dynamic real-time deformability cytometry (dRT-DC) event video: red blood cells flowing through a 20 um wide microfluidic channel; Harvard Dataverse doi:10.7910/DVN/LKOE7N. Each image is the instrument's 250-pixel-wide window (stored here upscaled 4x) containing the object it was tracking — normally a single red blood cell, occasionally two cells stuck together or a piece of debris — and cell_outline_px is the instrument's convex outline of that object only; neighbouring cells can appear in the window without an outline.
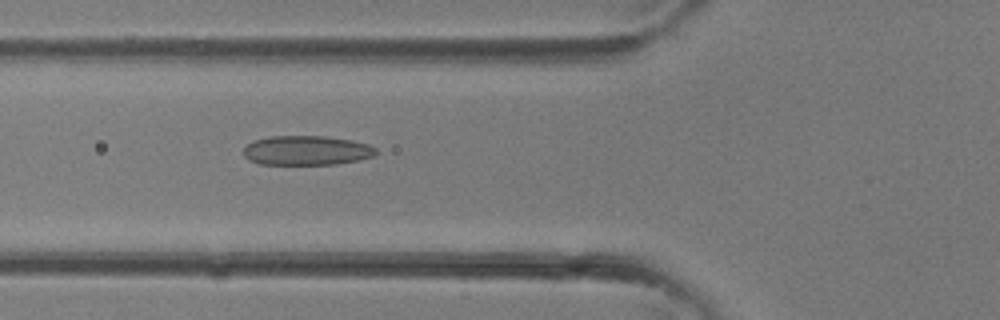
{"species": "common noctule bat (a hibernating species)", "species_latin": "Nyctalus noctula", "temperature_condition": "room temperature", "stored_images_in_passage": 35, "camera_frame_rate_fps": 3000, "um_per_image_px": 0.085, "animal": {"sex": "female"}, "frame": {"image": 1, "passage_image": 13, "time_ms": 4.0, "image_size_px": [1000, 320], "cell_outline_px": [[376, 152], [372, 156], [356, 160], [336, 164], [260, 164], [248, 160], [244, 156], [244, 148], [252, 140], [272, 136], [324, 136], [352, 140], [368, 144], [376, 148]], "centroid_in_image_um": [26.02, 12.78], "position_along_channel_um": 99.8, "area_um2": 22.66}}
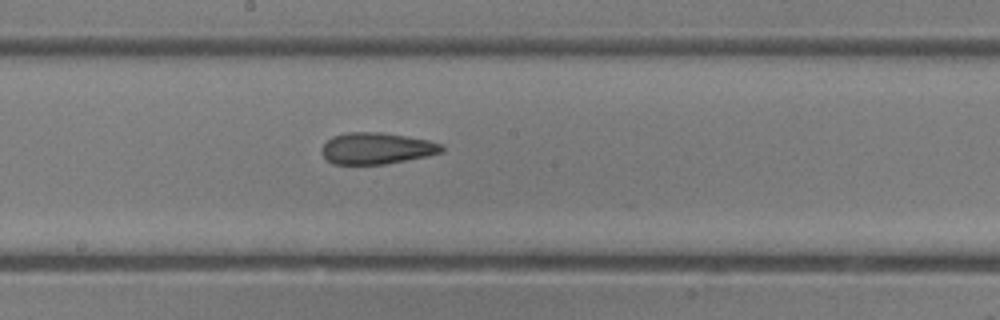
{"frame": {"image": 2, "passage_image": 19, "time_ms": 6.0, "image_size_px": [1000, 320], "cell_outline_px": [[444, 152], [428, 156], [384, 164], [332, 164], [324, 156], [324, 144], [332, 136], [348, 132], [380, 132], [428, 140], [440, 144], [444, 148]], "centroid_in_image_um": [32.04, 12.61], "position_along_channel_um": 216.2, "area_um2": 21.73}}
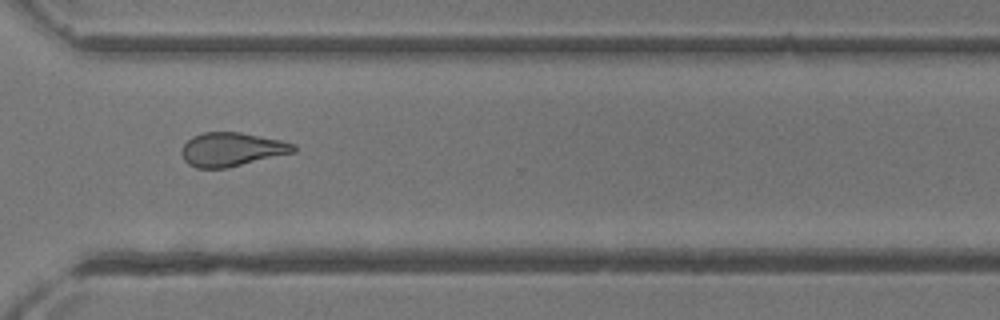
{"frame": {"image": 3, "passage_image": 26, "time_ms": 8.333, "image_size_px": [1000, 320], "cell_outline_px": [[296, 152], [228, 168], [196, 168], [188, 164], [184, 160], [180, 152], [184, 144], [192, 136], [204, 132], [240, 132], [280, 140], [296, 144]], "centroid_in_image_um": [19.69, 12.7], "position_along_channel_um": 350.9, "area_um2": 22.2}}